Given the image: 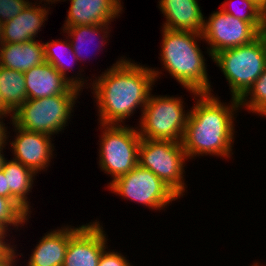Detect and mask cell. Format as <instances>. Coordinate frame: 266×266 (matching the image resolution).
<instances>
[{
  "label": "cell",
  "mask_w": 266,
  "mask_h": 266,
  "mask_svg": "<svg viewBox=\"0 0 266 266\" xmlns=\"http://www.w3.org/2000/svg\"><path fill=\"white\" fill-rule=\"evenodd\" d=\"M138 63L121 56L100 75L92 74L98 124L125 125L138 109L142 114L156 81L151 66Z\"/></svg>",
  "instance_id": "1"
},
{
  "label": "cell",
  "mask_w": 266,
  "mask_h": 266,
  "mask_svg": "<svg viewBox=\"0 0 266 266\" xmlns=\"http://www.w3.org/2000/svg\"><path fill=\"white\" fill-rule=\"evenodd\" d=\"M192 100L194 105L190 107L182 139L188 159L208 155L230 159L238 133L235 120L241 111L239 100L231 98L226 103L211 93H198Z\"/></svg>",
  "instance_id": "2"
},
{
  "label": "cell",
  "mask_w": 266,
  "mask_h": 266,
  "mask_svg": "<svg viewBox=\"0 0 266 266\" xmlns=\"http://www.w3.org/2000/svg\"><path fill=\"white\" fill-rule=\"evenodd\" d=\"M161 29L162 40L158 59L160 58L163 70L151 67L155 81H158L165 71L185 90L189 91L192 97L198 93L213 94V86L209 81L207 58L199 44L201 41L204 43L202 34Z\"/></svg>",
  "instance_id": "3"
},
{
  "label": "cell",
  "mask_w": 266,
  "mask_h": 266,
  "mask_svg": "<svg viewBox=\"0 0 266 266\" xmlns=\"http://www.w3.org/2000/svg\"><path fill=\"white\" fill-rule=\"evenodd\" d=\"M83 91L72 86L66 93L40 99H27L12 114V122L21 129L53 137L69 126L75 104Z\"/></svg>",
  "instance_id": "4"
},
{
  "label": "cell",
  "mask_w": 266,
  "mask_h": 266,
  "mask_svg": "<svg viewBox=\"0 0 266 266\" xmlns=\"http://www.w3.org/2000/svg\"><path fill=\"white\" fill-rule=\"evenodd\" d=\"M229 85L231 98L240 100L266 68V36L251 43L221 50L213 56Z\"/></svg>",
  "instance_id": "5"
},
{
  "label": "cell",
  "mask_w": 266,
  "mask_h": 266,
  "mask_svg": "<svg viewBox=\"0 0 266 266\" xmlns=\"http://www.w3.org/2000/svg\"><path fill=\"white\" fill-rule=\"evenodd\" d=\"M150 93L137 122L141 139L182 142L190 109L181 96ZM175 96V97H174Z\"/></svg>",
  "instance_id": "6"
},
{
  "label": "cell",
  "mask_w": 266,
  "mask_h": 266,
  "mask_svg": "<svg viewBox=\"0 0 266 266\" xmlns=\"http://www.w3.org/2000/svg\"><path fill=\"white\" fill-rule=\"evenodd\" d=\"M101 132L98 140V168L112 178L107 187L120 176L138 165V149L141 142L135 126L97 124ZM110 175V176H109Z\"/></svg>",
  "instance_id": "7"
},
{
  "label": "cell",
  "mask_w": 266,
  "mask_h": 266,
  "mask_svg": "<svg viewBox=\"0 0 266 266\" xmlns=\"http://www.w3.org/2000/svg\"><path fill=\"white\" fill-rule=\"evenodd\" d=\"M186 162L189 160L182 142L141 139L138 165L151 170L180 198L188 191L185 183Z\"/></svg>",
  "instance_id": "8"
},
{
  "label": "cell",
  "mask_w": 266,
  "mask_h": 266,
  "mask_svg": "<svg viewBox=\"0 0 266 266\" xmlns=\"http://www.w3.org/2000/svg\"><path fill=\"white\" fill-rule=\"evenodd\" d=\"M106 188L126 201L129 200L158 212L165 211L174 201L180 199L151 170L140 165L117 178Z\"/></svg>",
  "instance_id": "9"
},
{
  "label": "cell",
  "mask_w": 266,
  "mask_h": 266,
  "mask_svg": "<svg viewBox=\"0 0 266 266\" xmlns=\"http://www.w3.org/2000/svg\"><path fill=\"white\" fill-rule=\"evenodd\" d=\"M260 33L249 23L238 19L221 9L205 16L203 40L211 60L221 50L251 43Z\"/></svg>",
  "instance_id": "10"
},
{
  "label": "cell",
  "mask_w": 266,
  "mask_h": 266,
  "mask_svg": "<svg viewBox=\"0 0 266 266\" xmlns=\"http://www.w3.org/2000/svg\"><path fill=\"white\" fill-rule=\"evenodd\" d=\"M108 242L103 224L97 218L76 227L70 225V240L63 266H98Z\"/></svg>",
  "instance_id": "11"
},
{
  "label": "cell",
  "mask_w": 266,
  "mask_h": 266,
  "mask_svg": "<svg viewBox=\"0 0 266 266\" xmlns=\"http://www.w3.org/2000/svg\"><path fill=\"white\" fill-rule=\"evenodd\" d=\"M8 123L10 126L12 124L14 132V136L8 139V145L12 150V156H14L11 158L30 168L36 174L41 171L47 172L51 166V160L56 155L54 152L56 150L55 144L53 143L55 137L21 129L12 121Z\"/></svg>",
  "instance_id": "12"
},
{
  "label": "cell",
  "mask_w": 266,
  "mask_h": 266,
  "mask_svg": "<svg viewBox=\"0 0 266 266\" xmlns=\"http://www.w3.org/2000/svg\"><path fill=\"white\" fill-rule=\"evenodd\" d=\"M66 0H63V2ZM63 26L111 24L124 12L122 0H68Z\"/></svg>",
  "instance_id": "13"
},
{
  "label": "cell",
  "mask_w": 266,
  "mask_h": 266,
  "mask_svg": "<svg viewBox=\"0 0 266 266\" xmlns=\"http://www.w3.org/2000/svg\"><path fill=\"white\" fill-rule=\"evenodd\" d=\"M42 3L35 0L30 2L21 13L5 22L2 29V43L17 44L38 38V34L42 31L41 27H45V21L48 20V15H51L50 8L52 9L51 4Z\"/></svg>",
  "instance_id": "14"
},
{
  "label": "cell",
  "mask_w": 266,
  "mask_h": 266,
  "mask_svg": "<svg viewBox=\"0 0 266 266\" xmlns=\"http://www.w3.org/2000/svg\"><path fill=\"white\" fill-rule=\"evenodd\" d=\"M157 5L165 18L161 28L203 33L205 16L198 0H158Z\"/></svg>",
  "instance_id": "15"
},
{
  "label": "cell",
  "mask_w": 266,
  "mask_h": 266,
  "mask_svg": "<svg viewBox=\"0 0 266 266\" xmlns=\"http://www.w3.org/2000/svg\"><path fill=\"white\" fill-rule=\"evenodd\" d=\"M70 240V225L51 229L38 240L25 266H63L65 253Z\"/></svg>",
  "instance_id": "16"
},
{
  "label": "cell",
  "mask_w": 266,
  "mask_h": 266,
  "mask_svg": "<svg viewBox=\"0 0 266 266\" xmlns=\"http://www.w3.org/2000/svg\"><path fill=\"white\" fill-rule=\"evenodd\" d=\"M65 36L66 39L63 38V40L61 38L55 40L52 39L51 41L47 42L43 41L45 60L46 62L50 63L73 86L81 89L82 91L84 88L89 89L91 87L92 82L88 81H92V78L85 77V75L81 73L84 72V69L82 67H80V70L78 69L79 72L76 71L74 75L70 76L68 74L71 72L74 65H77V62L79 61L74 54L69 38L67 37V35Z\"/></svg>",
  "instance_id": "17"
},
{
  "label": "cell",
  "mask_w": 266,
  "mask_h": 266,
  "mask_svg": "<svg viewBox=\"0 0 266 266\" xmlns=\"http://www.w3.org/2000/svg\"><path fill=\"white\" fill-rule=\"evenodd\" d=\"M24 77L28 99L64 94L73 86L48 62L24 72Z\"/></svg>",
  "instance_id": "18"
},
{
  "label": "cell",
  "mask_w": 266,
  "mask_h": 266,
  "mask_svg": "<svg viewBox=\"0 0 266 266\" xmlns=\"http://www.w3.org/2000/svg\"><path fill=\"white\" fill-rule=\"evenodd\" d=\"M45 53L42 39L24 43H2L0 45V66L19 72L45 63Z\"/></svg>",
  "instance_id": "19"
},
{
  "label": "cell",
  "mask_w": 266,
  "mask_h": 266,
  "mask_svg": "<svg viewBox=\"0 0 266 266\" xmlns=\"http://www.w3.org/2000/svg\"><path fill=\"white\" fill-rule=\"evenodd\" d=\"M110 25L111 24L62 26L63 28L61 27V30L63 34L66 33L65 35H68L67 37L70 40L75 56L78 61L83 64L82 62L85 63L87 58L90 60V56L95 55V51L100 52L107 43L109 45L108 38L111 36L110 29L112 28ZM94 40H98L97 42L99 44L96 42L94 43ZM88 44L89 46L92 44L91 47H93V45L94 47L96 46L95 51L92 49L90 51ZM89 51L92 52V55H88Z\"/></svg>",
  "instance_id": "20"
},
{
  "label": "cell",
  "mask_w": 266,
  "mask_h": 266,
  "mask_svg": "<svg viewBox=\"0 0 266 266\" xmlns=\"http://www.w3.org/2000/svg\"><path fill=\"white\" fill-rule=\"evenodd\" d=\"M2 169L7 188L10 190V199L14 200L31 217L33 208L28 195L32 192L35 178L38 175L12 158L5 159Z\"/></svg>",
  "instance_id": "21"
},
{
  "label": "cell",
  "mask_w": 266,
  "mask_h": 266,
  "mask_svg": "<svg viewBox=\"0 0 266 266\" xmlns=\"http://www.w3.org/2000/svg\"><path fill=\"white\" fill-rule=\"evenodd\" d=\"M0 93L4 105L16 111L28 99L24 73L0 66Z\"/></svg>",
  "instance_id": "22"
},
{
  "label": "cell",
  "mask_w": 266,
  "mask_h": 266,
  "mask_svg": "<svg viewBox=\"0 0 266 266\" xmlns=\"http://www.w3.org/2000/svg\"><path fill=\"white\" fill-rule=\"evenodd\" d=\"M235 1L237 4L238 0H225L219 8L238 19L249 22L260 34L264 33L265 12L251 0H239L242 8L240 5L239 8L235 6Z\"/></svg>",
  "instance_id": "23"
},
{
  "label": "cell",
  "mask_w": 266,
  "mask_h": 266,
  "mask_svg": "<svg viewBox=\"0 0 266 266\" xmlns=\"http://www.w3.org/2000/svg\"><path fill=\"white\" fill-rule=\"evenodd\" d=\"M30 218L14 200L0 196V231L7 237H11L12 230L25 229Z\"/></svg>",
  "instance_id": "24"
},
{
  "label": "cell",
  "mask_w": 266,
  "mask_h": 266,
  "mask_svg": "<svg viewBox=\"0 0 266 266\" xmlns=\"http://www.w3.org/2000/svg\"><path fill=\"white\" fill-rule=\"evenodd\" d=\"M239 103L241 111L244 109L248 114L266 117V68Z\"/></svg>",
  "instance_id": "25"
},
{
  "label": "cell",
  "mask_w": 266,
  "mask_h": 266,
  "mask_svg": "<svg viewBox=\"0 0 266 266\" xmlns=\"http://www.w3.org/2000/svg\"><path fill=\"white\" fill-rule=\"evenodd\" d=\"M30 0H0V22L4 24L21 13Z\"/></svg>",
  "instance_id": "26"
},
{
  "label": "cell",
  "mask_w": 266,
  "mask_h": 266,
  "mask_svg": "<svg viewBox=\"0 0 266 266\" xmlns=\"http://www.w3.org/2000/svg\"><path fill=\"white\" fill-rule=\"evenodd\" d=\"M108 246L99 259L98 266H129L130 260L127 259V255H123L121 251H115Z\"/></svg>",
  "instance_id": "27"
},
{
  "label": "cell",
  "mask_w": 266,
  "mask_h": 266,
  "mask_svg": "<svg viewBox=\"0 0 266 266\" xmlns=\"http://www.w3.org/2000/svg\"><path fill=\"white\" fill-rule=\"evenodd\" d=\"M14 240L15 238L12 240V245L0 256V266H17L21 260L20 257L24 258L23 253L18 252V245H15Z\"/></svg>",
  "instance_id": "28"
},
{
  "label": "cell",
  "mask_w": 266,
  "mask_h": 266,
  "mask_svg": "<svg viewBox=\"0 0 266 266\" xmlns=\"http://www.w3.org/2000/svg\"><path fill=\"white\" fill-rule=\"evenodd\" d=\"M8 117H10V121H12V115L0 113V146H7L8 145V139L11 138V135H10L11 132L7 128L8 125L6 126V124L4 123L5 119Z\"/></svg>",
  "instance_id": "29"
},
{
  "label": "cell",
  "mask_w": 266,
  "mask_h": 266,
  "mask_svg": "<svg viewBox=\"0 0 266 266\" xmlns=\"http://www.w3.org/2000/svg\"><path fill=\"white\" fill-rule=\"evenodd\" d=\"M0 196L10 198V190L7 188V182L2 168L0 169Z\"/></svg>",
  "instance_id": "30"
},
{
  "label": "cell",
  "mask_w": 266,
  "mask_h": 266,
  "mask_svg": "<svg viewBox=\"0 0 266 266\" xmlns=\"http://www.w3.org/2000/svg\"><path fill=\"white\" fill-rule=\"evenodd\" d=\"M7 237L4 233H0V256L12 245V239H7Z\"/></svg>",
  "instance_id": "31"
},
{
  "label": "cell",
  "mask_w": 266,
  "mask_h": 266,
  "mask_svg": "<svg viewBox=\"0 0 266 266\" xmlns=\"http://www.w3.org/2000/svg\"><path fill=\"white\" fill-rule=\"evenodd\" d=\"M0 113L1 114H7V115H12L13 113L4 105V102L2 100V96L0 93Z\"/></svg>",
  "instance_id": "32"
},
{
  "label": "cell",
  "mask_w": 266,
  "mask_h": 266,
  "mask_svg": "<svg viewBox=\"0 0 266 266\" xmlns=\"http://www.w3.org/2000/svg\"><path fill=\"white\" fill-rule=\"evenodd\" d=\"M7 146H0V169L2 168L3 166V163L5 161V159L7 157H5L6 155H4V150L6 149Z\"/></svg>",
  "instance_id": "33"
},
{
  "label": "cell",
  "mask_w": 266,
  "mask_h": 266,
  "mask_svg": "<svg viewBox=\"0 0 266 266\" xmlns=\"http://www.w3.org/2000/svg\"><path fill=\"white\" fill-rule=\"evenodd\" d=\"M266 13V0H251Z\"/></svg>",
  "instance_id": "34"
},
{
  "label": "cell",
  "mask_w": 266,
  "mask_h": 266,
  "mask_svg": "<svg viewBox=\"0 0 266 266\" xmlns=\"http://www.w3.org/2000/svg\"><path fill=\"white\" fill-rule=\"evenodd\" d=\"M35 1H39V2H42L43 1V3H48V4H57V2L58 3H60V2H62L63 0H35Z\"/></svg>",
  "instance_id": "35"
},
{
  "label": "cell",
  "mask_w": 266,
  "mask_h": 266,
  "mask_svg": "<svg viewBox=\"0 0 266 266\" xmlns=\"http://www.w3.org/2000/svg\"><path fill=\"white\" fill-rule=\"evenodd\" d=\"M250 266H264L261 262H259L258 260L253 261V264H250ZM266 266V265H265Z\"/></svg>",
  "instance_id": "36"
},
{
  "label": "cell",
  "mask_w": 266,
  "mask_h": 266,
  "mask_svg": "<svg viewBox=\"0 0 266 266\" xmlns=\"http://www.w3.org/2000/svg\"><path fill=\"white\" fill-rule=\"evenodd\" d=\"M2 29H3V24L0 22V45L2 44Z\"/></svg>",
  "instance_id": "37"
},
{
  "label": "cell",
  "mask_w": 266,
  "mask_h": 266,
  "mask_svg": "<svg viewBox=\"0 0 266 266\" xmlns=\"http://www.w3.org/2000/svg\"><path fill=\"white\" fill-rule=\"evenodd\" d=\"M264 34L266 36V13H265V25H264Z\"/></svg>",
  "instance_id": "38"
}]
</instances>
